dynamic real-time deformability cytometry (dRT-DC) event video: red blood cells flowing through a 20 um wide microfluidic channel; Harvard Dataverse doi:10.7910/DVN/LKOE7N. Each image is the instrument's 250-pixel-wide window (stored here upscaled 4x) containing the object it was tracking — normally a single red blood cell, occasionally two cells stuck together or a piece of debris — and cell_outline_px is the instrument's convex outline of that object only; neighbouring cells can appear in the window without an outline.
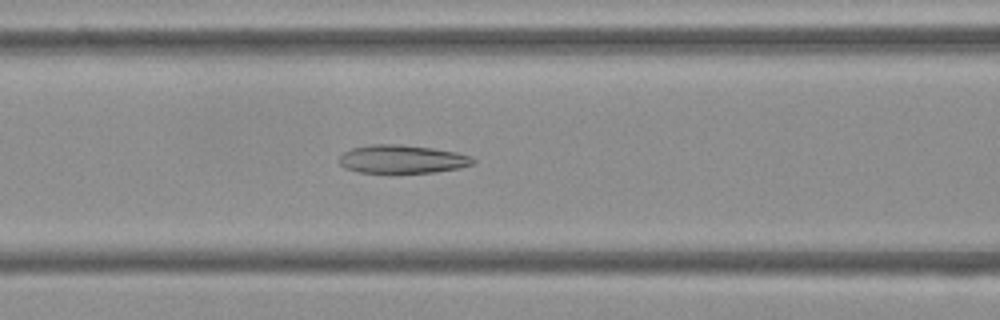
{"species": "Egyptian fruit bat (a non-hibernating species)", "species_latin": "Rousettus aegyptiacus", "temperature_condition": "cold", "stored_images_in_passage": 38, "camera_frame_rate_fps": 3000, "um_per_image_px": 0.085, "frame": {"image": 1, "passage_image": 7, "time_ms": 2.0, "image_size_px": [1000, 320], "cell_outline_px": [[476, 164], [460, 168], [432, 172], [360, 172], [344, 168], [336, 160], [344, 152], [352, 148], [372, 144], [400, 144], [432, 148], [456, 152], [472, 156], [476, 160]], "centroid_in_image_um": [34.2, 13.52], "position_along_channel_um": 132.4, "area_um2": 22.14}}
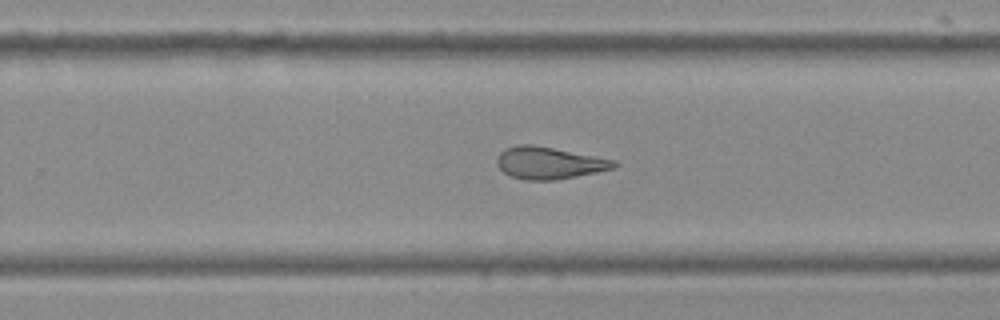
{"frame": {"image": 2, "passage_image": 19, "time_ms": 6.0, "image_size_px": [1000, 320], "cell_outline_px": [[620, 164], [616, 168], [576, 176], [552, 180], [524, 180], [512, 176], [504, 172], [496, 164], [496, 160], [500, 152], [504, 148], [516, 144], [532, 144], [616, 160]], "centroid_in_image_um": [46.67, 13.84], "position_along_channel_um": 283.1, "area_um2": 21.91}}
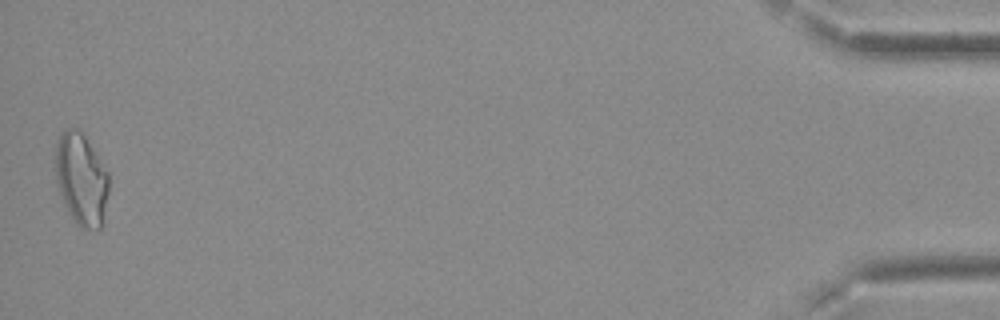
{"frame": {"image": 3, "passage_image": 38, "time_ms": 12.333, "image_size_px": [1000, 320], "cell_outline_px": [[108, 192], [100, 228], [80, 228], [76, 224], [68, 212], [64, 204], [52, 168], [56, 144], [60, 136], [68, 128], [76, 128], [84, 136], [108, 172]], "centroid_in_image_um": [6.85, 15.22], "position_along_channel_um": 428.3, "area_um2": 28.44}, "authors_computed_cell_mechanics": {"area_um2": 22.7154, "velocity_mm_per_s": 3.7688, "shape_relaxation_time_tau1_ms": 9.2595, "shape_relaxation_time_tau2_ms": 2.5274, "deformation_change_tau1": 0.204, "deformation_change_tau2": 0.107}}